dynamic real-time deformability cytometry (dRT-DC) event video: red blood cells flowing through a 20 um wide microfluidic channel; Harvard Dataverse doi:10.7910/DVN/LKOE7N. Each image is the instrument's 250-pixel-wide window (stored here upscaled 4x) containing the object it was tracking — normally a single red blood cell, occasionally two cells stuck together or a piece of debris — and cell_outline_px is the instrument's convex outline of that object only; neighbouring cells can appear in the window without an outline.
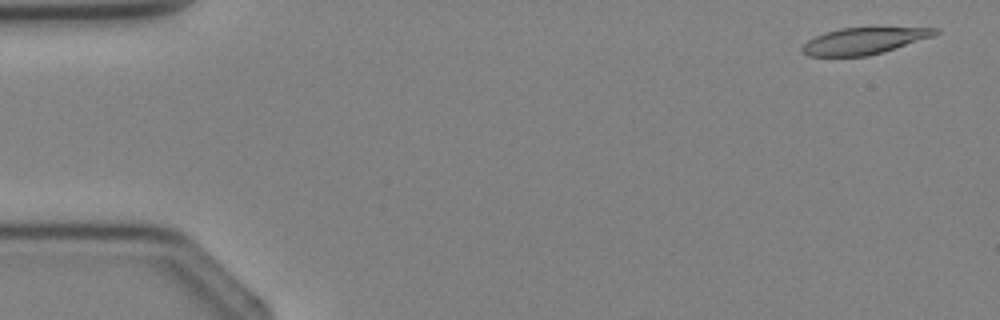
{"species": "Egyptian fruit bat (a non-hibernating species)", "species_latin": "Rousettus aegyptiacus", "temperature_condition": "cold", "stored_images_in_passage": 3, "camera_frame_rate_fps": 3000, "um_per_image_px": 0.085, "animal": {"sex": "female"}, "frame": {"image": 1, "passage_image": 1, "time_ms": 0.0, "image_size_px": [1000, 320], "cell_outline_px": [[940, 32], [932, 36], [884, 52], [868, 56], [808, 56], [800, 48], [808, 40], [824, 32], [840, 28], [940, 28]], "centroid_in_image_um": [73.41, 3.48], "position_along_channel_um": 11.6, "area_um2": 20.35}}